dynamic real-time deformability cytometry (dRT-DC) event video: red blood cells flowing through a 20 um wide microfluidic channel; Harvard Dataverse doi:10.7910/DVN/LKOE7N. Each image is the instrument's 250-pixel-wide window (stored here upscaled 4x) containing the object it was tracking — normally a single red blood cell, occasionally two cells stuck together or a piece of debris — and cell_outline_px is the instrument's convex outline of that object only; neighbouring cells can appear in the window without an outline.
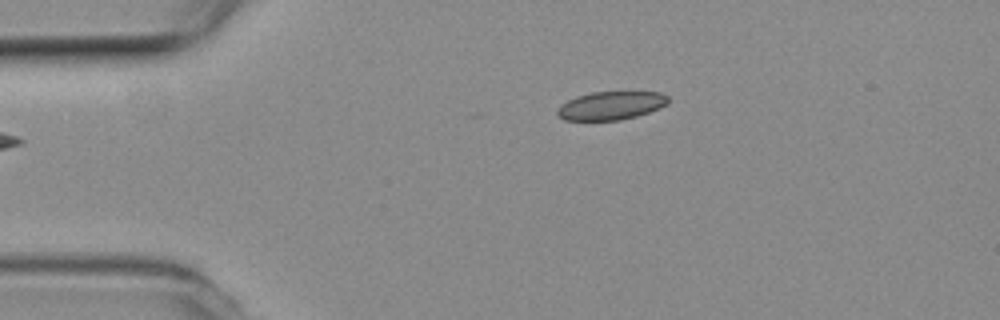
{"species": "common noctule bat (a hibernating species)", "species_latin": "Nyctalus noctula", "temperature_condition": "room temperature", "stored_images_in_passage": 16, "camera_frame_rate_fps": 3000, "um_per_image_px": 0.085, "animal": {"sex": "female", "body_mass_g": 19.3, "forearm_length_mm": 54.1}, "frame": {"image": 1, "passage_image": 1, "time_ms": 0.0, "image_size_px": [1000, 320], "cell_outline_px": [[668, 104], [660, 108], [636, 116], [620, 120], [564, 120], [556, 112], [568, 100], [576, 96], [592, 92], [660, 92], [668, 96]], "centroid_in_image_um": [51.97, 8.97], "position_along_channel_um": 33.0, "area_um2": 18.09}}
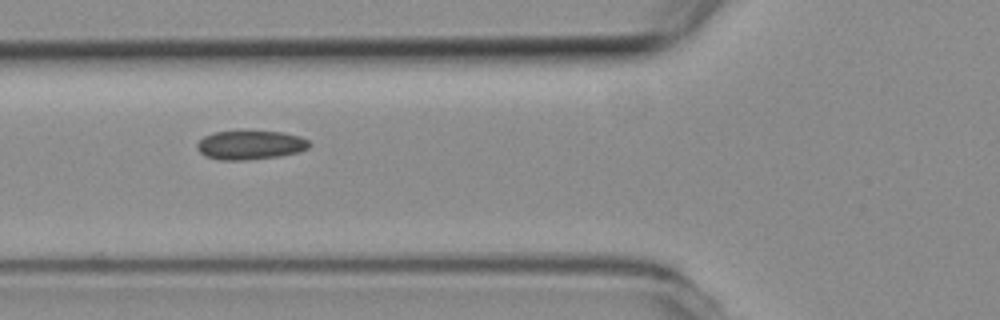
{"frame": {"image": 2, "passage_image": 10, "time_ms": 3.0, "image_size_px": [1000, 320], "cell_outline_px": [[312, 144], [308, 148], [300, 152], [280, 156], [248, 160], [220, 160], [204, 156], [196, 148], [196, 144], [204, 136], [212, 132], [240, 128], [284, 132], [300, 136], [308, 140]], "centroid_in_image_um": [21.26, 12.28], "position_along_channel_um": 104.5, "area_um2": 20.06}}
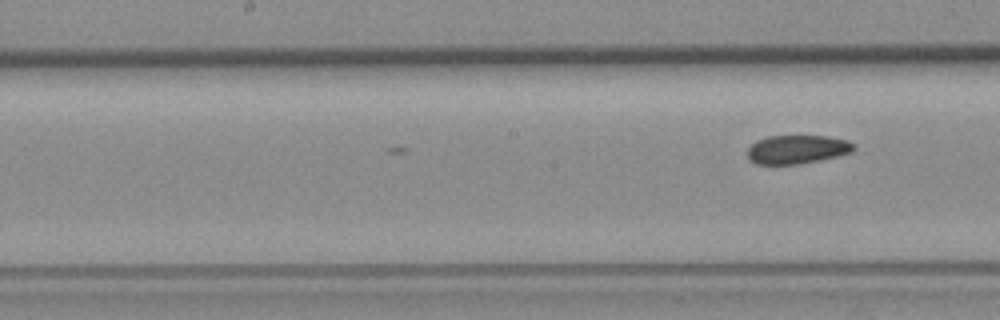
{"frame": {"image": 3, "passage_image": 16, "time_ms": 5.0, "image_size_px": [1000, 320], "cell_outline_px": [[856, 148], [852, 152], [820, 160], [800, 164], [756, 164], [748, 156], [748, 148], [756, 140], [768, 136], [828, 136], [844, 140], [856, 144]], "centroid_in_image_um": [67.77, 12.69], "position_along_channel_um": 180.4, "area_um2": 17.69}}